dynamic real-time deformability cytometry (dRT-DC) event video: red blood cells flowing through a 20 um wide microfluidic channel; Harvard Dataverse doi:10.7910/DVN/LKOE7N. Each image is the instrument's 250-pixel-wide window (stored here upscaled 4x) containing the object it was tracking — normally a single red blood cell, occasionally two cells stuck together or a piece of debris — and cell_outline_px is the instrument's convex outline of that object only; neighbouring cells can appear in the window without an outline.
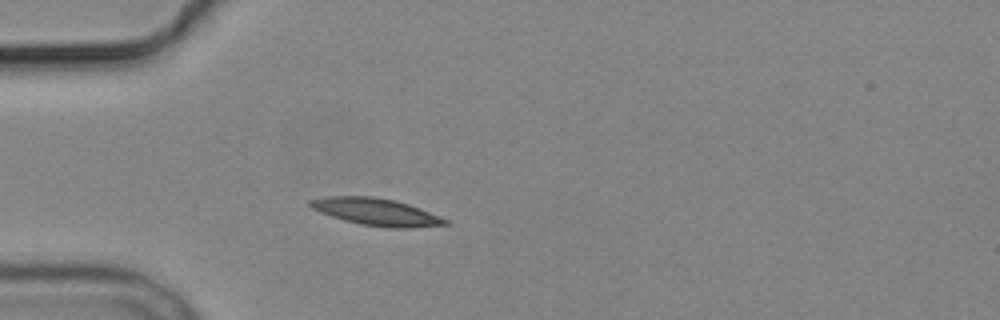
{"species": "common noctule bat (a hibernating species)", "species_latin": "Nyctalus noctula", "temperature_condition": "cold", "stored_images_in_passage": 1, "camera_frame_rate_fps": 3000, "um_per_image_px": 0.085, "animal": {"sex": "male", "body_mass_g": 19.2, "forearm_length_mm": 51.8}, "frame": {"image": 1, "passage_image": 1, "time_ms": 0.0, "image_size_px": [1000, 320], "cell_outline_px": [[448, 224], [408, 228], [388, 228], [360, 224], [344, 220], [320, 212], [312, 208], [308, 204], [308, 200], [324, 196], [372, 196], [396, 200], [420, 208], [448, 220]], "centroid_in_image_um": [31.94, 18.0], "position_along_channel_um": 53.1, "area_um2": 21.33}}